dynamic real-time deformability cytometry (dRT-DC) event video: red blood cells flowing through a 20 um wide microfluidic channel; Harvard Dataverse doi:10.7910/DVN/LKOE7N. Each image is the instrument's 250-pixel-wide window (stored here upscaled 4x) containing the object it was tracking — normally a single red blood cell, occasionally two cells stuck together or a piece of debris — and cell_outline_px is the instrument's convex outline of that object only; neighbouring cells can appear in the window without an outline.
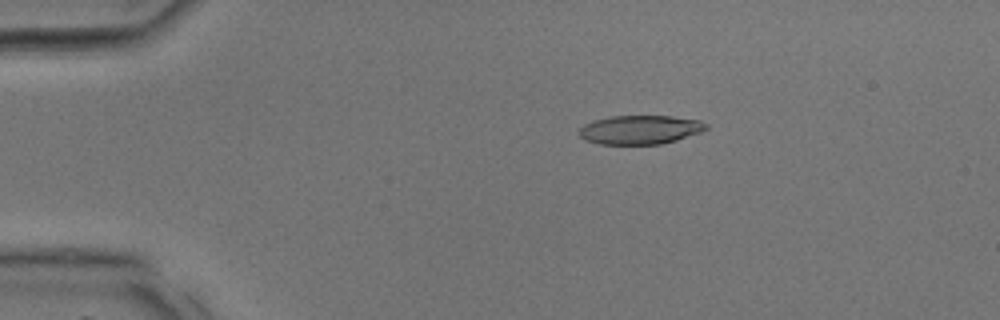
{"species": "common noctule bat (a hibernating species)", "species_latin": "Nyctalus noctula", "temperature_condition": "room temperature", "stored_images_in_passage": 26, "camera_frame_rate_fps": 3000, "um_per_image_px": 0.085, "animal": {"sex": "male", "body_mass_g": 17.9, "forearm_length_mm": 54.2}, "frame": {"image": 1, "passage_image": 7, "time_ms": 2.0, "image_size_px": [1000, 320], "cell_outline_px": [[708, 128], [700, 132], [676, 140], [660, 144], [600, 144], [584, 140], [580, 136], [580, 128], [584, 124], [592, 120], [612, 116], [672, 116], [700, 120], [708, 124]], "centroid_in_image_um": [54.4, 11.02], "position_along_channel_um": 30.6, "area_um2": 21.39}}
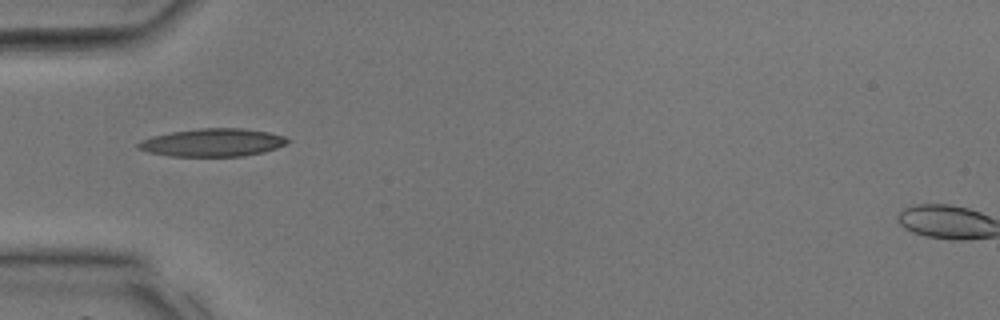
{"frame": {"image": 2, "passage_image": 12, "time_ms": 3.667, "image_size_px": [1000, 320], "cell_outline_px": [[292, 140], [276, 148], [264, 152], [244, 156], [172, 156], [148, 152], [136, 148], [136, 144], [140, 140], [152, 136], [172, 132], [200, 128], [240, 128], [268, 132], [284, 136]], "centroid_in_image_um": [18.06, 12.11], "position_along_channel_um": 66.9, "area_um2": 24.28}}